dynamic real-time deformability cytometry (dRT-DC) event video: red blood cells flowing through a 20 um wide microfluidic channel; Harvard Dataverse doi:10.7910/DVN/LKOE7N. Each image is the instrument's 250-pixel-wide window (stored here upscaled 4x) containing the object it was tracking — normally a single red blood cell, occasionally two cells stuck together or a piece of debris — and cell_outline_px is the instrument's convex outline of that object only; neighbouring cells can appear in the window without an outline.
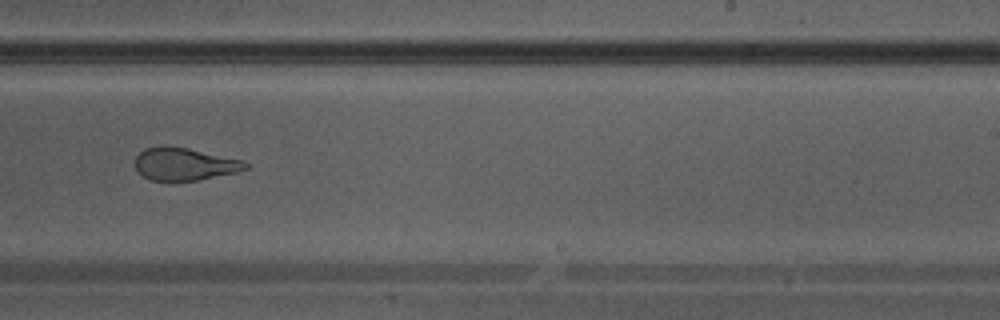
{"species": "Egyptian fruit bat (a non-hibernating species)", "species_latin": "Rousettus aegyptiacus", "temperature_condition": "warm", "stored_images_in_passage": 35, "camera_frame_rate_fps": 3000, "um_per_image_px": 0.085, "animal": {"sex": "male"}, "frame": {"image": 1, "passage_image": 25, "time_ms": 8.0, "image_size_px": [1000, 320], "cell_outline_px": [[248, 168], [236, 172], [200, 180], [176, 184], [172, 184], [148, 180], [132, 164], [136, 156], [144, 148], [160, 144], [164, 144], [188, 148], [244, 160], [248, 164]], "centroid_in_image_um": [15.61, 13.97], "position_along_channel_um": 273.4, "area_um2": 22.08}}